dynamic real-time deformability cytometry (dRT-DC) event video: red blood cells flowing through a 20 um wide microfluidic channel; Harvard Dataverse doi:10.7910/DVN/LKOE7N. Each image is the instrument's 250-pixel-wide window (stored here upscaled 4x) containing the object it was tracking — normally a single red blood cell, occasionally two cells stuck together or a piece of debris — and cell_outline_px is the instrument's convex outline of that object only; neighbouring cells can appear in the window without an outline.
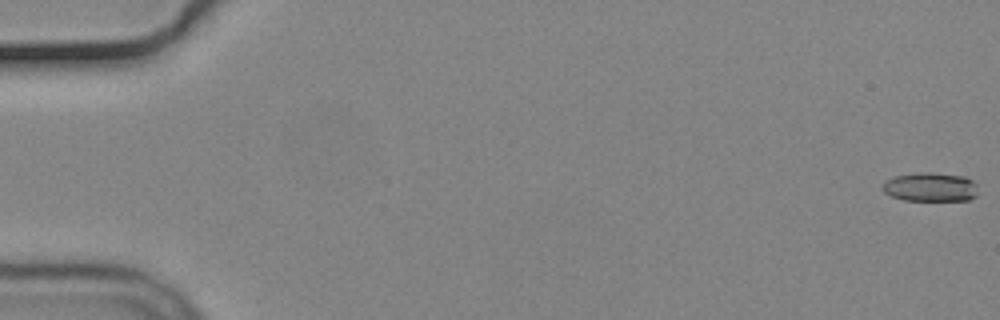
{"species": "common noctule bat (a hibernating species)", "species_latin": "Nyctalus noctula", "temperature_condition": "cold", "stored_images_in_passage": 56, "camera_frame_rate_fps": 3000, "um_per_image_px": 0.085, "animal": {"sex": "male", "body_mass_g": 19.2, "forearm_length_mm": 51.8}, "frame": {"image": 1, "passage_image": 1, "time_ms": 0.0, "image_size_px": [1000, 320], "cell_outline_px": [[976, 196], [968, 200], [904, 200], [892, 196], [884, 192], [880, 188], [884, 180], [896, 176], [920, 172], [932, 172], [964, 176], [972, 180], [976, 184]], "centroid_in_image_um": [79.05, 15.89], "position_along_channel_um": 5.9, "area_um2": 16.18}}
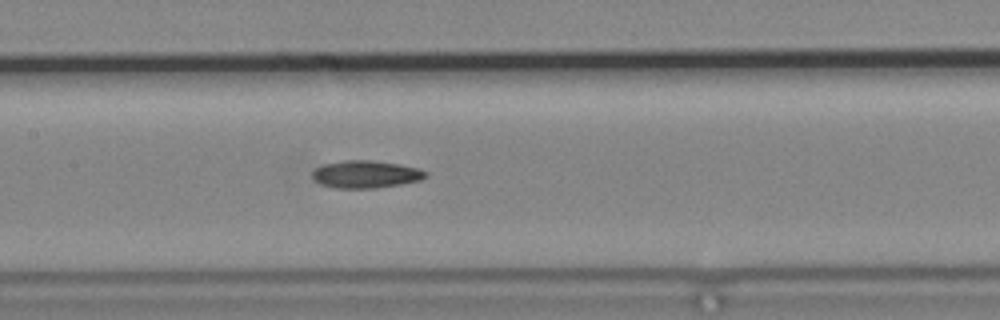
{"frame": {"image": 2, "passage_image": 28, "time_ms": 9.0, "image_size_px": [1000, 320], "cell_outline_px": [[428, 176], [420, 180], [400, 184], [376, 188], [336, 188], [320, 184], [312, 176], [312, 172], [316, 168], [324, 164], [344, 160], [372, 160], [400, 164], [420, 168], [428, 172]], "centroid_in_image_um": [31.13, 14.81], "position_along_channel_um": 176.3, "area_um2": 18.21}}
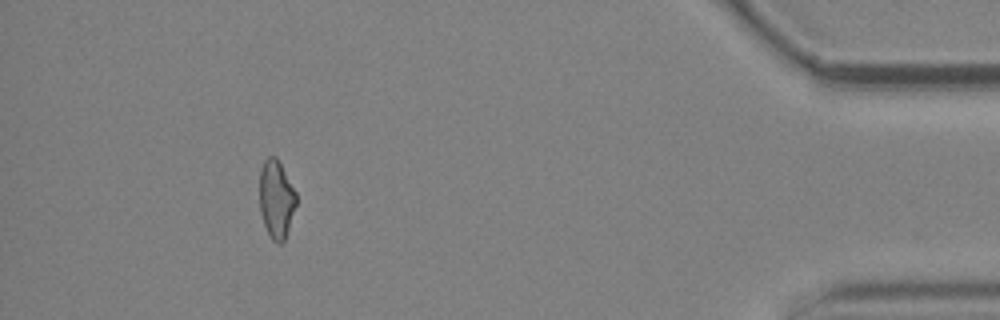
{"frame": {"image": 3, "passage_image": 52, "time_ms": 17.0, "image_size_px": [1000, 320], "cell_outline_px": [[296, 204], [284, 240], [280, 244], [276, 244], [272, 240], [264, 224], [260, 212], [260, 168], [264, 160], [268, 156], [276, 156], [296, 192]], "centroid_in_image_um": [23.47, 16.91], "position_along_channel_um": 411.7, "area_um2": 16.53}}